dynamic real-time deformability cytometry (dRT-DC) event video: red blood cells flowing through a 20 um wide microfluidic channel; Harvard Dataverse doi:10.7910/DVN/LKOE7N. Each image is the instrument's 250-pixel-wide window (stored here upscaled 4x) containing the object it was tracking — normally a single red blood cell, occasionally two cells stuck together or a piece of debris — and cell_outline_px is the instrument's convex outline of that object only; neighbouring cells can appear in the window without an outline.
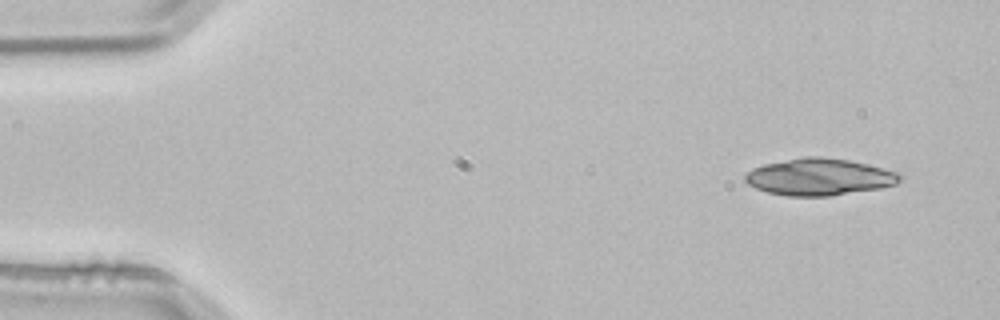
{"species": "common noctule bat (a hibernating species)", "species_latin": "Nyctalus noctula", "temperature_condition": "room temperature", "stored_images_in_passage": 3, "camera_frame_rate_fps": 3000, "um_per_image_px": 0.085, "animal": {"sex": "male", "body_mass_g": 21.5, "forearm_length_mm": 52.0}, "frame": {"image": 1, "passage_image": 1, "time_ms": 0.0, "image_size_px": [1000, 320], "cell_outline_px": [[904, 180], [896, 184], [880, 188], [828, 196], [788, 196], [768, 192], [756, 188], [748, 184], [744, 180], [744, 176], [752, 168], [764, 164], [804, 156], [820, 156], [848, 160], [868, 164], [900, 172], [904, 176]], "centroid_in_image_um": [69.68, 15.03], "position_along_channel_um": 15.3, "area_um2": 33.47}}